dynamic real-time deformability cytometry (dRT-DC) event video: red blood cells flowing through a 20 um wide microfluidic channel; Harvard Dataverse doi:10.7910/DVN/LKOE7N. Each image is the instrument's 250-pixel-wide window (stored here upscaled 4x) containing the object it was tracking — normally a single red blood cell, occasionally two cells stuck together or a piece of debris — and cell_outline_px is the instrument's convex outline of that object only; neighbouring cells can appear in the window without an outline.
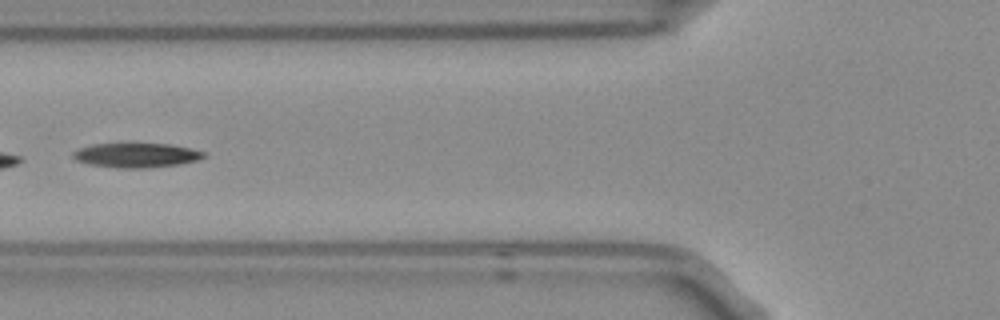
{"species": "Egyptian fruit bat (a non-hibernating species)", "species_latin": "Rousettus aegyptiacus", "temperature_condition": "room temperature", "stored_images_in_passage": 4, "camera_frame_rate_fps": 3000, "um_per_image_px": 0.085, "frame": {"image": 1, "passage_image": 4, "time_ms": 1.0, "image_size_px": [1000, 320], "cell_outline_px": [[204, 156], [196, 160], [180, 164], [148, 168], [116, 168], [88, 164], [76, 160], [72, 156], [72, 152], [80, 148], [92, 144], [168, 144], [188, 148], [204, 152]], "centroid_in_image_um": [11.53, 13.21], "position_along_channel_um": 114.3, "area_um2": 18.44}}